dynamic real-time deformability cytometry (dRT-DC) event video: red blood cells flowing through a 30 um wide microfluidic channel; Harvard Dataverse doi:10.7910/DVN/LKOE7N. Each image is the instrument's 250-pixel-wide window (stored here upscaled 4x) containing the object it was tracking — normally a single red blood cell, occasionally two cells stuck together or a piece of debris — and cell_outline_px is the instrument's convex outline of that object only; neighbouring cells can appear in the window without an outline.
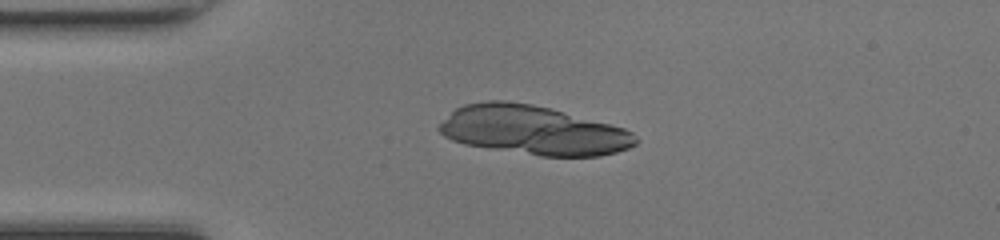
{"species": "common noctule bat (a hibernating species)", "species_latin": "Nyctalus noctula", "temperature_condition": "room temperature", "stored_images_in_passage": 17, "camera_frame_rate_fps": 3000, "um_per_image_px": 0.085, "animal": {"sex": "female", "body_mass_g": 17.0, "forearm_length_mm": 48.0}, "frame": {"image": 1, "passage_image": 12, "time_ms": 3.667, "image_size_px": [1000, 240], "cell_outline_px": [[632, 144], [624, 148], [608, 152], [588, 156], [552, 156], [476, 144], [460, 140], [560, 120], [564, 120], [600, 124], [620, 128]], "centroid_in_image_um": [47.47, 11.82], "position_along_channel_um": 37.5, "area_um2": 28.26}}